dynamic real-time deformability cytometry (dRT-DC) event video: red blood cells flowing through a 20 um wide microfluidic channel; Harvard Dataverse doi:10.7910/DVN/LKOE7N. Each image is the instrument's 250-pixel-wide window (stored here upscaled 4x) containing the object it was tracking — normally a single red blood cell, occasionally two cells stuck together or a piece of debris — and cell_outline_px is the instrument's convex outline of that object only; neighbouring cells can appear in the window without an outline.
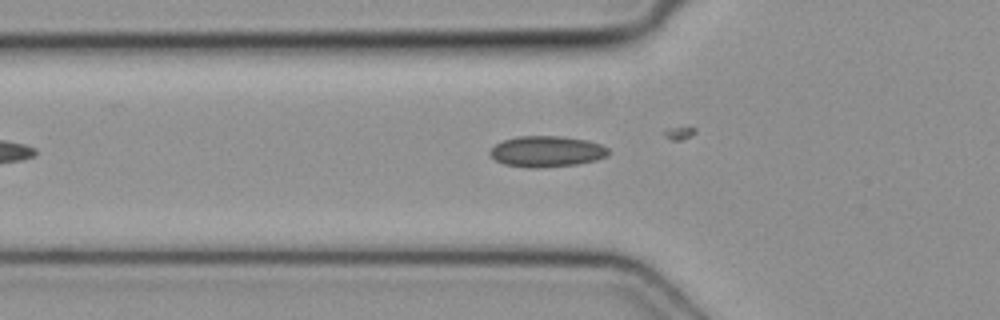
{"species": "common noctule bat (a hibernating species)", "species_latin": "Nyctalus noctula", "temperature_condition": "cold", "stored_images_in_passage": 30, "camera_frame_rate_fps": 3000, "um_per_image_px": 0.085, "animal": {"sex": "female", "body_mass_g": 19.3, "forearm_length_mm": 54.1}, "frame": {"image": 1, "passage_image": 9, "time_ms": 2.667, "image_size_px": [1000, 320], "cell_outline_px": [[608, 152], [604, 156], [596, 160], [576, 164], [540, 168], [528, 168], [504, 164], [496, 160], [488, 152], [496, 144], [504, 140], [516, 136], [560, 136], [588, 140], [600, 144], [608, 148]], "centroid_in_image_um": [46.44, 12.87], "position_along_channel_um": 79.4, "area_um2": 21.27}}
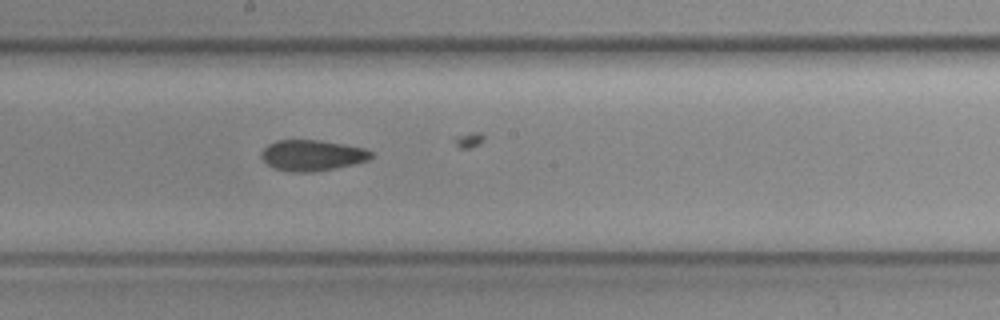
{"frame": {"image": 2, "passage_image": 19, "time_ms": 6.0, "image_size_px": [1000, 320], "cell_outline_px": [[372, 156], [368, 160], [336, 168], [312, 172], [292, 172], [276, 168], [268, 164], [260, 156], [260, 152], [268, 144], [276, 140], [320, 140], [364, 148], [372, 152]], "centroid_in_image_um": [26.51, 13.2], "position_along_channel_um": 221.7, "area_um2": 19.59}}
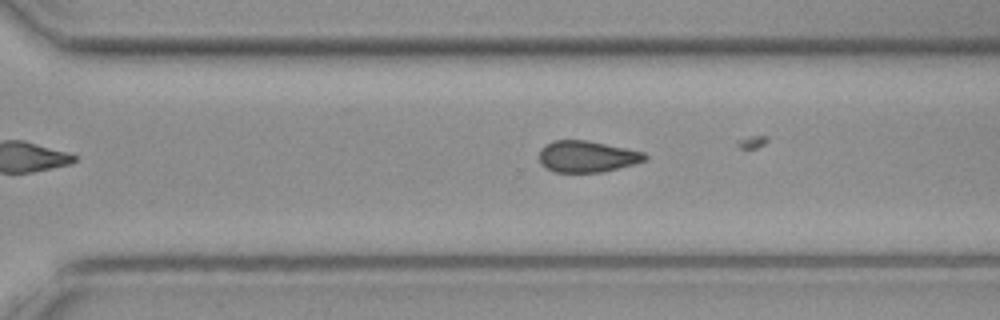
{"frame": {"image": 3, "passage_image": 26, "time_ms": 8.333, "image_size_px": [1000, 320], "cell_outline_px": [[648, 156], [644, 160], [632, 164], [600, 172], [552, 172], [544, 168], [540, 164], [540, 148], [544, 144], [552, 140], [588, 140], [644, 152]], "centroid_in_image_um": [49.82, 13.29], "position_along_channel_um": 320.8, "area_um2": 19.36}}